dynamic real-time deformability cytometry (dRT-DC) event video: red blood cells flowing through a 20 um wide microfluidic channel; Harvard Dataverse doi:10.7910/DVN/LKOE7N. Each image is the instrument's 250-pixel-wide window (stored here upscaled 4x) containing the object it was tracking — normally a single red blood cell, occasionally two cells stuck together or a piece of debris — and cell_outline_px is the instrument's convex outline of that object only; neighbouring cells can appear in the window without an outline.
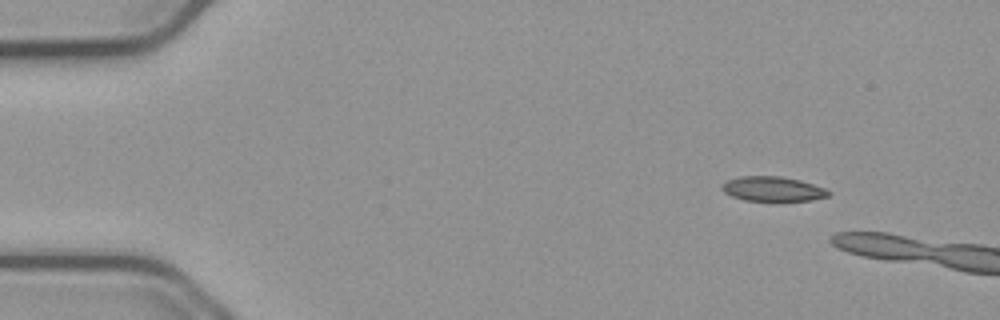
{"species": "common noctule bat (a hibernating species)", "species_latin": "Nyctalus noctula", "temperature_condition": "cold", "stored_images_in_passage": 4, "camera_frame_rate_fps": 3000, "um_per_image_px": 0.085, "animal": {"sex": "male", "body_mass_g": 23.1, "forearm_length_mm": 52.7}, "frame": {"image": 1, "passage_image": 1, "time_ms": 0.0, "image_size_px": [1000, 320], "cell_outline_px": [[832, 192], [828, 196], [812, 200], [744, 200], [732, 196], [724, 192], [720, 188], [720, 184], [728, 180], [740, 176], [780, 176], [800, 180], [824, 188]], "centroid_in_image_um": [65.65, 16.05], "position_along_channel_um": 19.3, "area_um2": 15.2}}